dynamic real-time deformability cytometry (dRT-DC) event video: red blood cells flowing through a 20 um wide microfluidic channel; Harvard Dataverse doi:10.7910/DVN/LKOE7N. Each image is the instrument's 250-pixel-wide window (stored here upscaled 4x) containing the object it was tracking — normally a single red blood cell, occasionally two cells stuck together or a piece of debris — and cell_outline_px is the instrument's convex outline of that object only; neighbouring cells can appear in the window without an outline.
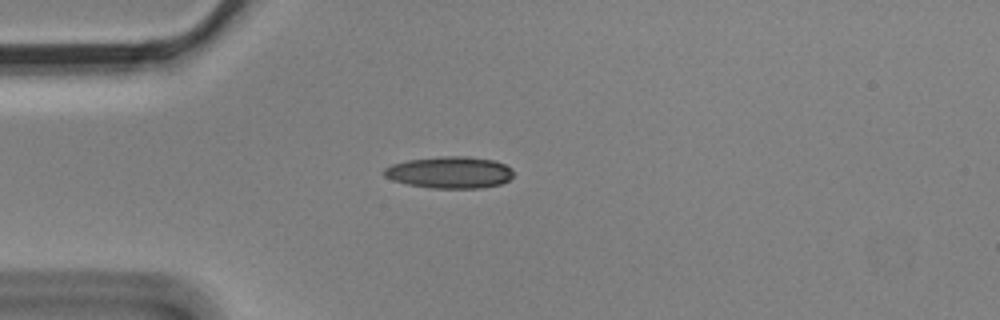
{"species": "Egyptian fruit bat (a non-hibernating species)", "species_latin": "Rousettus aegyptiacus", "temperature_condition": "cold", "stored_images_in_passage": 4, "camera_frame_rate_fps": 3000, "um_per_image_px": 0.085, "animal": {"sex": "male"}, "frame": {"image": 1, "passage_image": 1, "time_ms": 0.0, "image_size_px": [1000, 320], "cell_outline_px": [[512, 176], [508, 180], [500, 184], [480, 188], [432, 188], [408, 184], [392, 180], [384, 176], [384, 168], [392, 164], [408, 160], [440, 156], [464, 156], [492, 160], [504, 164], [512, 168]], "centroid_in_image_um": [38.21, 14.65], "position_along_channel_um": 46.8, "area_um2": 23.81}}
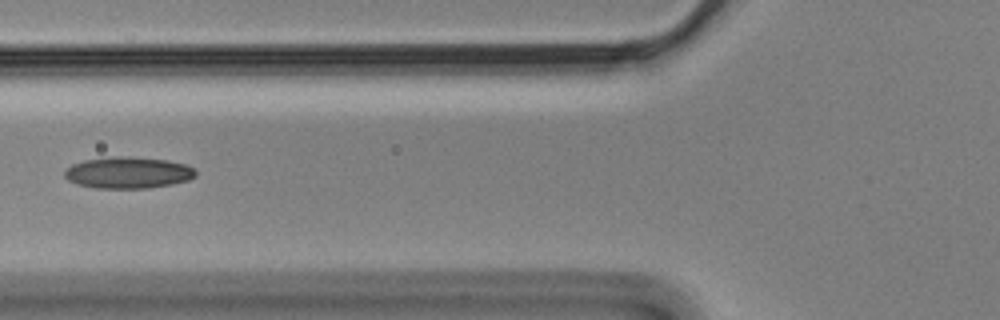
{"frame": {"image": 2, "passage_image": 3, "time_ms": 0.667, "image_size_px": [1000, 320], "cell_outline_px": [[196, 176], [188, 180], [172, 184], [148, 188], [96, 188], [76, 184], [68, 180], [64, 176], [64, 172], [72, 164], [84, 160], [116, 156], [128, 156], [164, 160], [184, 164], [196, 168]], "centroid_in_image_um": [10.89, 14.68], "position_along_channel_um": 114.9, "area_um2": 24.04}}
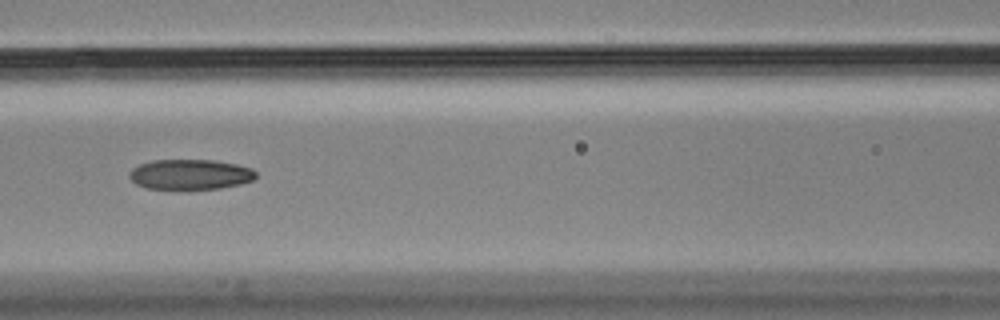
{"frame": {"image": 3, "passage_image": 4, "time_ms": 1.0, "image_size_px": [1000, 320], "cell_outline_px": [[256, 176], [252, 180], [240, 184], [220, 188], [148, 188], [136, 184], [128, 176], [128, 172], [132, 168], [140, 164], [152, 160], [216, 160], [236, 164], [252, 168], [256, 172]], "centroid_in_image_um": [16.16, 14.8], "position_along_channel_um": 150.4, "area_um2": 22.08}}